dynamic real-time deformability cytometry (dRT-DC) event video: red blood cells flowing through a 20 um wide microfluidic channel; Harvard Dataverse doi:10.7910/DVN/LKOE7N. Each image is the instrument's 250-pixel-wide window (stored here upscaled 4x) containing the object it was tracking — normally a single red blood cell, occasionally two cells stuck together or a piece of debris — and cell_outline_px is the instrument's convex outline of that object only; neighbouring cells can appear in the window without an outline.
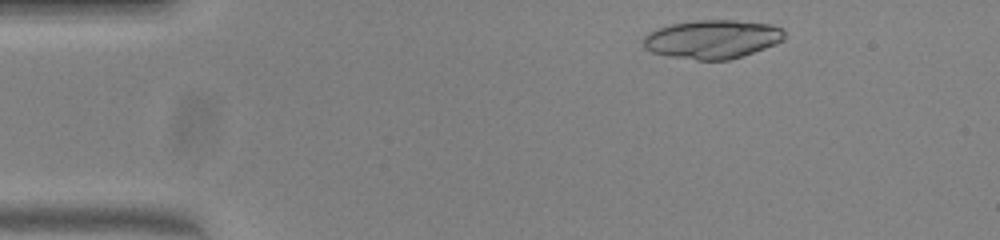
{"species": "common noctule bat (a hibernating species)", "species_latin": "Nyctalus noctula", "temperature_condition": "warm", "stored_images_in_passage": 47, "camera_frame_rate_fps": 3000, "um_per_image_px": 0.085, "animal": {"sex": "female", "body_mass_g": 23.0, "forearm_length_mm": 53.4}, "frame": {"image": 1, "passage_image": 4, "time_ms": 1.0, "image_size_px": [1000, 240], "cell_outline_px": [[784, 40], [776, 44], [728, 60], [696, 60], [672, 56], [652, 52], [644, 48], [644, 36], [648, 32], [672, 24], [696, 20], [732, 20], [772, 24], [780, 28], [784, 32]], "centroid_in_image_um": [60.55, 3.33], "position_along_channel_um": 24.4, "area_um2": 31.5}}